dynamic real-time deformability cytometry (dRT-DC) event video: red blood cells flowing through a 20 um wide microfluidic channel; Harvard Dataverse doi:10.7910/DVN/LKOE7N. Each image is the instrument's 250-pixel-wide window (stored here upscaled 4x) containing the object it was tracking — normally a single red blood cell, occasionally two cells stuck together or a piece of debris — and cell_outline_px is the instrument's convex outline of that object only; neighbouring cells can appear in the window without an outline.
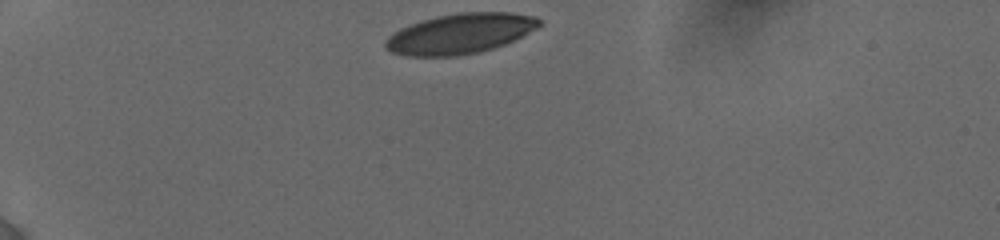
{"species": "human", "species_latin": "Homo sapiens", "temperature_condition": "cold", "stored_images_in_passage": 28, "camera_frame_rate_fps": 3000, "um_per_image_px": 0.085, "donor": {"sex": "female"}, "frame": {"image": 1, "passage_image": 1, "time_ms": 0.0, "image_size_px": [1000, 240], "cell_outline_px": [[540, 24], [536, 28], [504, 44], [480, 52], [456, 56], [404, 56], [392, 52], [384, 44], [384, 40], [388, 36], [400, 28], [436, 16], [460, 12], [512, 12], [536, 16], [540, 20]], "centroid_in_image_um": [39.09, 2.85], "position_along_channel_um": 45.9, "area_um2": 35.78}}
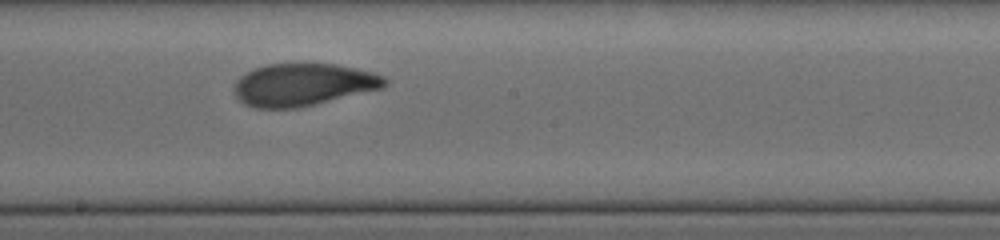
{"frame": {"image": 2, "passage_image": 16, "time_ms": 6.0, "image_size_px": [1000, 240], "cell_outline_px": [[388, 84], [384, 88], [296, 108], [256, 108], [244, 104], [232, 92], [236, 80], [240, 76], [256, 68], [268, 64], [336, 64], [372, 72], [388, 76]], "centroid_in_image_um": [25.79, 7.2], "position_along_channel_um": 222.4, "area_um2": 37.22}}
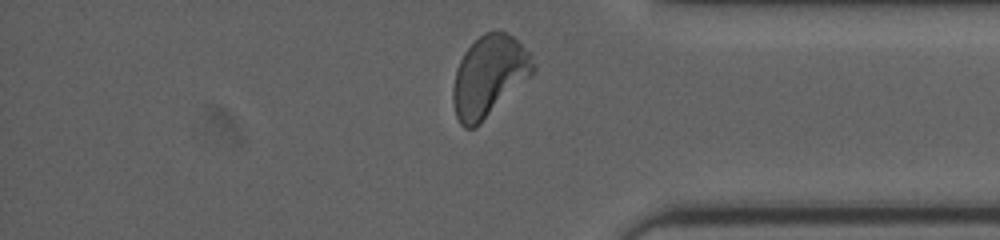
{"frame": {"image": 3, "passage_image": 28, "time_ms": 10.667, "image_size_px": [1000, 240], "cell_outline_px": [[536, 68], [476, 128], [464, 128], [460, 124], [456, 116], [452, 100], [452, 88], [456, 68], [464, 52], [484, 32], [504, 32], [512, 36], [532, 52], [536, 64]], "centroid_in_image_um": [41.55, 6.46], "position_along_channel_um": 393.7, "area_um2": 37.4}, "authors_computed_cell_mechanics": {"area_um2": 37.3099, "velocity_mm_per_s": 3.8223, "shape_relaxation_time_tau1_ms": 5.2531, "shape_relaxation_time_tau2_ms": 1.0839, "deformation_change_tau1": 0.1776, "deformation_change_tau2": 0.0559}}